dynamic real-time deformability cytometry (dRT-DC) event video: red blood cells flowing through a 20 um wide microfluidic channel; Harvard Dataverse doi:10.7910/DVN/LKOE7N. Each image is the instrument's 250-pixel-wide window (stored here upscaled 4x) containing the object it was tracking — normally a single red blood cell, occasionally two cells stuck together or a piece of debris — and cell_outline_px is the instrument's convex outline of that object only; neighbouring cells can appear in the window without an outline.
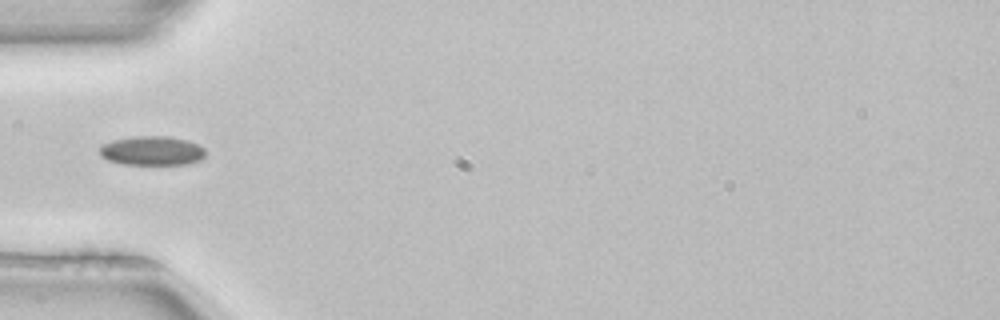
{"species": "common noctule bat (a hibernating species)", "species_latin": "Nyctalus noctula", "temperature_condition": "room temperature", "stored_images_in_passage": 3, "camera_frame_rate_fps": 3000, "um_per_image_px": 0.085, "animal": {"sex": "female", "body_mass_g": 22.7, "forearm_length_mm": 54.2}, "frame": {"image": 1, "passage_image": 2, "time_ms": 0.333, "image_size_px": [1000, 320], "cell_outline_px": [[208, 152], [200, 160], [188, 164], [124, 164], [108, 160], [100, 156], [100, 144], [112, 140], [136, 136], [164, 136], [188, 140], [200, 144]], "centroid_in_image_um": [12.94, 12.81], "position_along_channel_um": 72.1, "area_um2": 18.21}}